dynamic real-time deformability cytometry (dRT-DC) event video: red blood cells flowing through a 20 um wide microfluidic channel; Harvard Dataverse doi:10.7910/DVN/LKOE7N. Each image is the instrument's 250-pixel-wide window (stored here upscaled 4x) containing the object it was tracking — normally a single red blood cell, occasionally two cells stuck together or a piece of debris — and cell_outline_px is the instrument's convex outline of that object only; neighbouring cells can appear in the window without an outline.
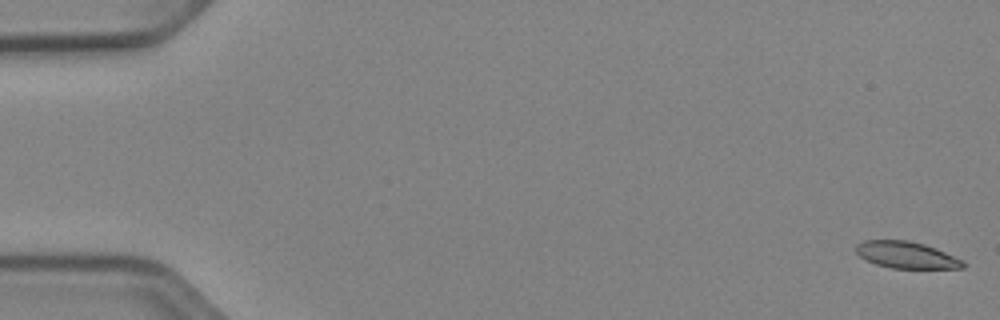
{"species": "Egyptian fruit bat (a non-hibernating species)", "species_latin": "Rousettus aegyptiacus", "temperature_condition": "cold", "stored_images_in_passage": 53, "camera_frame_rate_fps": 3000, "um_per_image_px": 0.085, "animal": {"sex": "female"}, "frame": {"image": 1, "passage_image": 1, "time_ms": 0.0, "image_size_px": [1000, 320], "cell_outline_px": [[964, 268], [892, 268], [876, 264], [860, 256], [856, 252], [856, 244], [864, 240], [908, 240], [924, 244], [936, 248], [964, 260]], "centroid_in_image_um": [77.05, 21.66], "position_along_channel_um": 7.9, "area_um2": 16.59}}
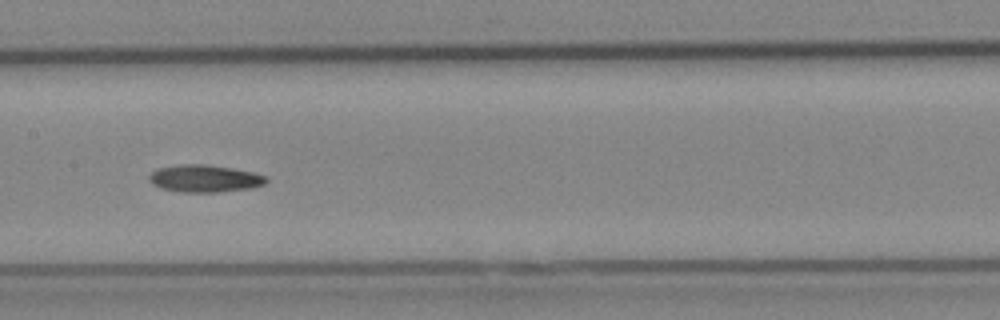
{"frame": {"image": 2, "passage_image": 27, "time_ms": 8.667, "image_size_px": [1000, 320], "cell_outline_px": [[268, 180], [264, 184], [252, 188], [220, 192], [180, 192], [164, 188], [152, 184], [148, 180], [148, 176], [152, 172], [160, 168], [180, 164], [204, 164], [232, 168], [252, 172], [268, 176]], "centroid_in_image_um": [17.42, 15.17], "position_along_channel_um": 190.0, "area_um2": 18.61}}
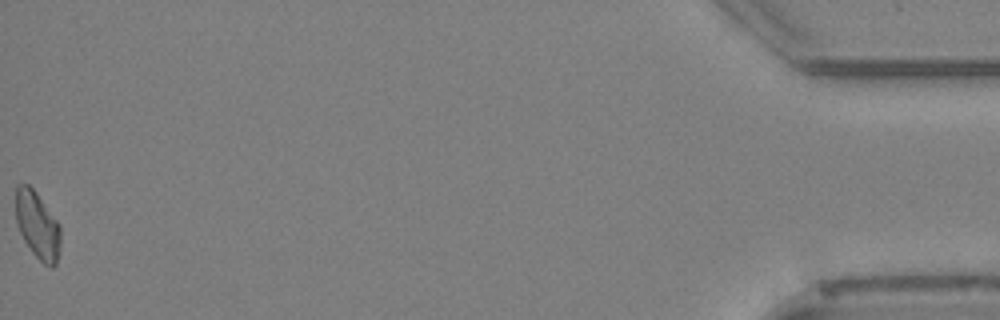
{"frame": {"image": 3, "passage_image": 53, "time_ms": 17.333, "image_size_px": [1000, 320], "cell_outline_px": [[60, 244], [56, 264], [52, 268], [44, 264], [32, 252], [24, 240], [20, 232], [16, 220], [16, 188], [20, 184], [28, 184], [36, 192], [60, 224]], "centroid_in_image_um": [3.19, 19.15], "position_along_channel_um": 432.0, "area_um2": 17.4}}